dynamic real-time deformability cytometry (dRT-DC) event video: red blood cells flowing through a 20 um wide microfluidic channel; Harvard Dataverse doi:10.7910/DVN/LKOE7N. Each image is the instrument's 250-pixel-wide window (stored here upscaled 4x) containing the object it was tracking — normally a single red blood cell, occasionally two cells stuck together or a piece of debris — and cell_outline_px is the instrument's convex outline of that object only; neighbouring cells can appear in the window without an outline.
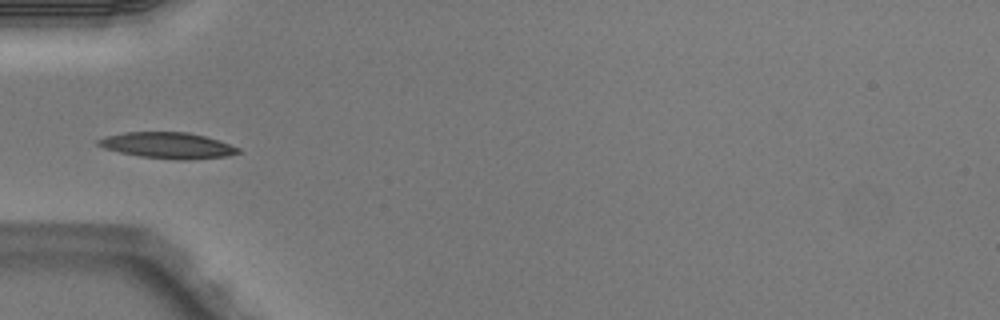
{"species": "Egyptian fruit bat (a non-hibernating species)", "species_latin": "Rousettus aegyptiacus", "temperature_condition": "warm", "stored_images_in_passage": 4, "camera_frame_rate_fps": 3000, "um_per_image_px": 0.085, "animal": {"sex": "male"}, "frame": {"image": 1, "passage_image": 4, "time_ms": 1.0, "image_size_px": [1000, 320], "cell_outline_px": [[240, 152], [228, 156], [188, 160], [176, 160], [140, 156], [120, 152], [104, 148], [96, 144], [96, 140], [104, 136], [124, 132], [188, 132], [204, 136], [240, 148]], "centroid_in_image_um": [14.22, 12.36], "position_along_channel_um": 70.8, "area_um2": 21.21}}